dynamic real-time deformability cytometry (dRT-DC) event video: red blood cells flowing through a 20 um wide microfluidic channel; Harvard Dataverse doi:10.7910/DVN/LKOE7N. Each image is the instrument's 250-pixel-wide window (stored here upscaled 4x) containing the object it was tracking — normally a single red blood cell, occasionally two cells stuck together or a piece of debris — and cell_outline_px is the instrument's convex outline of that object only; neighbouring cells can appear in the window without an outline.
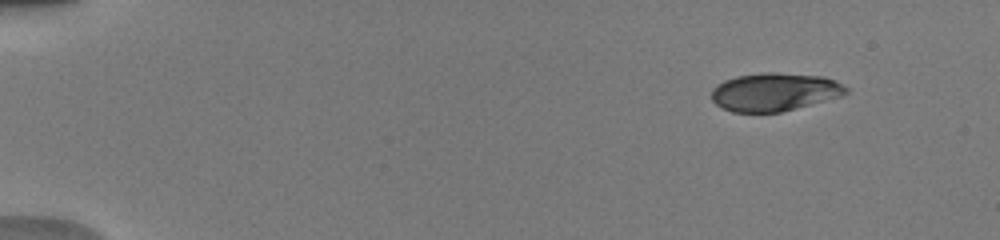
{"species": "human", "species_latin": "Homo sapiens", "temperature_condition": "warm", "stored_images_in_passage": 32, "camera_frame_rate_fps": 3000, "um_per_image_px": 0.085, "donor": {"sex": "male"}, "frame": {"image": 1, "passage_image": 2, "time_ms": 0.667, "image_size_px": [1000, 240], "cell_outline_px": [[848, 92], [840, 96], [780, 112], [732, 112], [716, 104], [712, 100], [712, 88], [716, 84], [724, 80], [736, 76], [764, 72], [776, 72], [824, 76], [836, 80], [844, 84], [848, 88]], "centroid_in_image_um": [65.83, 7.8], "position_along_channel_um": 19.2, "area_um2": 29.94}}
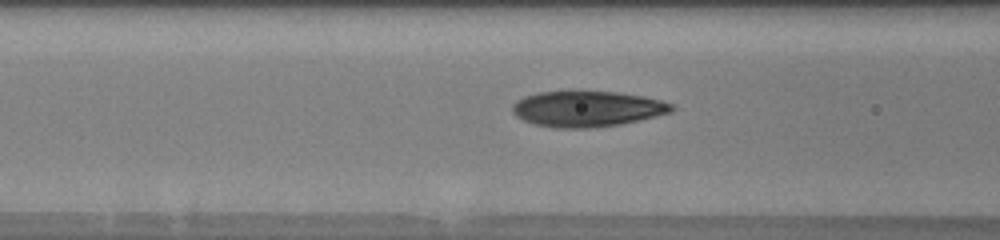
{"frame": {"image": 2, "passage_image": 11, "time_ms": 6.333, "image_size_px": [1000, 240], "cell_outline_px": [[676, 108], [672, 112], [640, 120], [620, 124], [592, 128], [552, 128], [536, 124], [524, 120], [516, 116], [512, 112], [512, 104], [516, 100], [524, 96], [540, 92], [616, 92], [644, 96], [660, 100], [672, 104]], "centroid_in_image_um": [49.91, 9.26], "position_along_channel_um": 116.7, "area_um2": 33.12}}
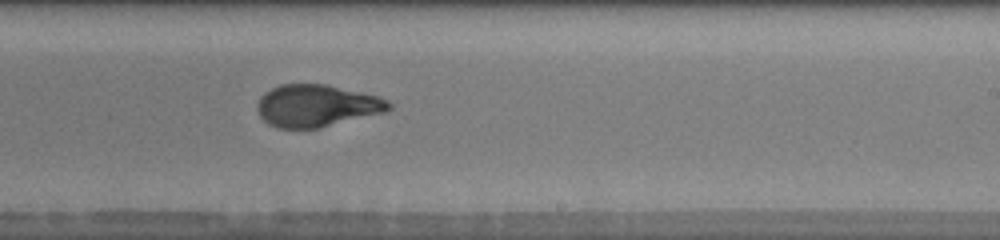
{"frame": {"image": 3, "passage_image": 19, "time_ms": 10.0, "image_size_px": [1000, 240], "cell_outline_px": [[392, 108], [388, 112], [320, 128], [280, 128], [268, 124], [260, 116], [256, 108], [256, 104], [260, 96], [264, 92], [280, 84], [324, 84], [360, 92], [376, 96], [388, 100], [392, 104]], "centroid_in_image_um": [26.92, 9.0], "position_along_channel_um": 262.1, "area_um2": 32.54}, "authors_computed_cell_mechanics": {"area_um2": 32.1946, "velocity_mm_per_s": 3.9658, "shape_relaxation_time_tau1_ms": 4.4869, "shape_relaxation_time_tau2_ms": null, "deformation_change_tau1": 0.1802, "deformation_change_tau2": null}}